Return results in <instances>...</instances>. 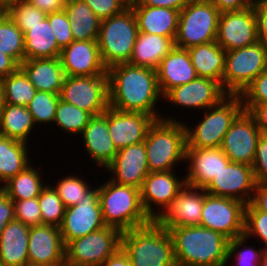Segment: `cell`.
<instances>
[{"label": "cell", "instance_id": "484cf974", "mask_svg": "<svg viewBox=\"0 0 267 266\" xmlns=\"http://www.w3.org/2000/svg\"><path fill=\"white\" fill-rule=\"evenodd\" d=\"M156 73L162 96L170 89L184 85L198 77L188 50L177 46L162 59Z\"/></svg>", "mask_w": 267, "mask_h": 266}, {"label": "cell", "instance_id": "4dcf8cb0", "mask_svg": "<svg viewBox=\"0 0 267 266\" xmlns=\"http://www.w3.org/2000/svg\"><path fill=\"white\" fill-rule=\"evenodd\" d=\"M198 77L217 81L222 86L226 51L216 41L187 49Z\"/></svg>", "mask_w": 267, "mask_h": 266}, {"label": "cell", "instance_id": "d6986e66", "mask_svg": "<svg viewBox=\"0 0 267 266\" xmlns=\"http://www.w3.org/2000/svg\"><path fill=\"white\" fill-rule=\"evenodd\" d=\"M227 95L217 81L197 77L191 82L170 89L163 99L180 108L206 110L217 105Z\"/></svg>", "mask_w": 267, "mask_h": 266}, {"label": "cell", "instance_id": "3957f363", "mask_svg": "<svg viewBox=\"0 0 267 266\" xmlns=\"http://www.w3.org/2000/svg\"><path fill=\"white\" fill-rule=\"evenodd\" d=\"M144 144L149 172L173 171L176 164L185 161V122L171 116L155 119L147 131Z\"/></svg>", "mask_w": 267, "mask_h": 266}, {"label": "cell", "instance_id": "4fadbf2b", "mask_svg": "<svg viewBox=\"0 0 267 266\" xmlns=\"http://www.w3.org/2000/svg\"><path fill=\"white\" fill-rule=\"evenodd\" d=\"M106 227L98 188H91L85 193V198L77 205L65 208L63 221L59 227L65 246L74 239L84 237L89 233Z\"/></svg>", "mask_w": 267, "mask_h": 266}, {"label": "cell", "instance_id": "7c38bea8", "mask_svg": "<svg viewBox=\"0 0 267 266\" xmlns=\"http://www.w3.org/2000/svg\"><path fill=\"white\" fill-rule=\"evenodd\" d=\"M246 204L228 197L206 193L200 225L231 240L244 235Z\"/></svg>", "mask_w": 267, "mask_h": 266}, {"label": "cell", "instance_id": "9a60e30c", "mask_svg": "<svg viewBox=\"0 0 267 266\" xmlns=\"http://www.w3.org/2000/svg\"><path fill=\"white\" fill-rule=\"evenodd\" d=\"M258 41L256 18L253 6L220 13L216 42L225 51L254 44Z\"/></svg>", "mask_w": 267, "mask_h": 266}, {"label": "cell", "instance_id": "f35d334b", "mask_svg": "<svg viewBox=\"0 0 267 266\" xmlns=\"http://www.w3.org/2000/svg\"><path fill=\"white\" fill-rule=\"evenodd\" d=\"M0 51L19 65L25 60L24 33L9 16L0 24Z\"/></svg>", "mask_w": 267, "mask_h": 266}, {"label": "cell", "instance_id": "d4e9b609", "mask_svg": "<svg viewBox=\"0 0 267 266\" xmlns=\"http://www.w3.org/2000/svg\"><path fill=\"white\" fill-rule=\"evenodd\" d=\"M80 135L87 155L99 167L106 168L118 151L109 133L108 108L104 113L93 116Z\"/></svg>", "mask_w": 267, "mask_h": 266}, {"label": "cell", "instance_id": "681fc988", "mask_svg": "<svg viewBox=\"0 0 267 266\" xmlns=\"http://www.w3.org/2000/svg\"><path fill=\"white\" fill-rule=\"evenodd\" d=\"M256 183L267 184V135L261 134L252 165Z\"/></svg>", "mask_w": 267, "mask_h": 266}, {"label": "cell", "instance_id": "e0dca14e", "mask_svg": "<svg viewBox=\"0 0 267 266\" xmlns=\"http://www.w3.org/2000/svg\"><path fill=\"white\" fill-rule=\"evenodd\" d=\"M255 186L252 166L230 162L204 189L208 194L233 198L247 205L251 202Z\"/></svg>", "mask_w": 267, "mask_h": 266}, {"label": "cell", "instance_id": "003e7915", "mask_svg": "<svg viewBox=\"0 0 267 266\" xmlns=\"http://www.w3.org/2000/svg\"><path fill=\"white\" fill-rule=\"evenodd\" d=\"M56 266H78V265L71 264L67 262L66 260H64L63 262H61L59 265H56Z\"/></svg>", "mask_w": 267, "mask_h": 266}, {"label": "cell", "instance_id": "6da1fadb", "mask_svg": "<svg viewBox=\"0 0 267 266\" xmlns=\"http://www.w3.org/2000/svg\"><path fill=\"white\" fill-rule=\"evenodd\" d=\"M109 106L124 112H141L160 119L156 104L163 100L156 70L120 63L107 69Z\"/></svg>", "mask_w": 267, "mask_h": 266}, {"label": "cell", "instance_id": "7402d4cb", "mask_svg": "<svg viewBox=\"0 0 267 266\" xmlns=\"http://www.w3.org/2000/svg\"><path fill=\"white\" fill-rule=\"evenodd\" d=\"M155 118L141 112H124L108 107V128L117 150L145 140Z\"/></svg>", "mask_w": 267, "mask_h": 266}, {"label": "cell", "instance_id": "e575fe53", "mask_svg": "<svg viewBox=\"0 0 267 266\" xmlns=\"http://www.w3.org/2000/svg\"><path fill=\"white\" fill-rule=\"evenodd\" d=\"M37 127L27 106L4 103L0 115V135L28 143Z\"/></svg>", "mask_w": 267, "mask_h": 266}, {"label": "cell", "instance_id": "db71d44e", "mask_svg": "<svg viewBox=\"0 0 267 266\" xmlns=\"http://www.w3.org/2000/svg\"><path fill=\"white\" fill-rule=\"evenodd\" d=\"M243 107L253 116L261 134L267 135V103L243 104Z\"/></svg>", "mask_w": 267, "mask_h": 266}, {"label": "cell", "instance_id": "5b68a950", "mask_svg": "<svg viewBox=\"0 0 267 266\" xmlns=\"http://www.w3.org/2000/svg\"><path fill=\"white\" fill-rule=\"evenodd\" d=\"M98 187L99 202L106 226L128 231L153 220L144 211L140 189L114 183L110 179Z\"/></svg>", "mask_w": 267, "mask_h": 266}, {"label": "cell", "instance_id": "9c48e42d", "mask_svg": "<svg viewBox=\"0 0 267 266\" xmlns=\"http://www.w3.org/2000/svg\"><path fill=\"white\" fill-rule=\"evenodd\" d=\"M266 69L267 47L260 41L226 51L222 89L227 94L240 95Z\"/></svg>", "mask_w": 267, "mask_h": 266}, {"label": "cell", "instance_id": "d6a6232c", "mask_svg": "<svg viewBox=\"0 0 267 266\" xmlns=\"http://www.w3.org/2000/svg\"><path fill=\"white\" fill-rule=\"evenodd\" d=\"M25 60L38 58H55L60 56L61 48L45 18L39 24L28 27L24 34Z\"/></svg>", "mask_w": 267, "mask_h": 266}, {"label": "cell", "instance_id": "11a10c76", "mask_svg": "<svg viewBox=\"0 0 267 266\" xmlns=\"http://www.w3.org/2000/svg\"><path fill=\"white\" fill-rule=\"evenodd\" d=\"M220 13L240 11L247 9L254 4V0H210Z\"/></svg>", "mask_w": 267, "mask_h": 266}, {"label": "cell", "instance_id": "6125c7cd", "mask_svg": "<svg viewBox=\"0 0 267 266\" xmlns=\"http://www.w3.org/2000/svg\"><path fill=\"white\" fill-rule=\"evenodd\" d=\"M8 17V6L6 0L0 1V24Z\"/></svg>", "mask_w": 267, "mask_h": 266}, {"label": "cell", "instance_id": "ee69618b", "mask_svg": "<svg viewBox=\"0 0 267 266\" xmlns=\"http://www.w3.org/2000/svg\"><path fill=\"white\" fill-rule=\"evenodd\" d=\"M247 240L249 239L245 235L229 240L227 258L228 263L232 259V257L235 256V266H260L264 249L262 247H259L257 250V248H254V245L245 247L247 245ZM241 247L244 248L240 249Z\"/></svg>", "mask_w": 267, "mask_h": 266}, {"label": "cell", "instance_id": "f1b7e54d", "mask_svg": "<svg viewBox=\"0 0 267 266\" xmlns=\"http://www.w3.org/2000/svg\"><path fill=\"white\" fill-rule=\"evenodd\" d=\"M30 227L19 220L9 222L0 236V264L21 266L28 262Z\"/></svg>", "mask_w": 267, "mask_h": 266}, {"label": "cell", "instance_id": "2e32d148", "mask_svg": "<svg viewBox=\"0 0 267 266\" xmlns=\"http://www.w3.org/2000/svg\"><path fill=\"white\" fill-rule=\"evenodd\" d=\"M206 190L185 185L154 221L169 230L172 227L198 226Z\"/></svg>", "mask_w": 267, "mask_h": 266}, {"label": "cell", "instance_id": "ba28073f", "mask_svg": "<svg viewBox=\"0 0 267 266\" xmlns=\"http://www.w3.org/2000/svg\"><path fill=\"white\" fill-rule=\"evenodd\" d=\"M219 16L210 0H189L179 13L175 46L189 49L216 41Z\"/></svg>", "mask_w": 267, "mask_h": 266}, {"label": "cell", "instance_id": "03108f58", "mask_svg": "<svg viewBox=\"0 0 267 266\" xmlns=\"http://www.w3.org/2000/svg\"><path fill=\"white\" fill-rule=\"evenodd\" d=\"M3 105H4V97H3L2 84L0 80V115H1V110L3 108Z\"/></svg>", "mask_w": 267, "mask_h": 266}, {"label": "cell", "instance_id": "603a6c76", "mask_svg": "<svg viewBox=\"0 0 267 266\" xmlns=\"http://www.w3.org/2000/svg\"><path fill=\"white\" fill-rule=\"evenodd\" d=\"M231 161L219 148H186L185 163L188 164L185 183L205 188Z\"/></svg>", "mask_w": 267, "mask_h": 266}, {"label": "cell", "instance_id": "f907efd6", "mask_svg": "<svg viewBox=\"0 0 267 266\" xmlns=\"http://www.w3.org/2000/svg\"><path fill=\"white\" fill-rule=\"evenodd\" d=\"M91 10L101 19L110 18L122 12L125 7L118 0H84Z\"/></svg>", "mask_w": 267, "mask_h": 266}, {"label": "cell", "instance_id": "bcb514c9", "mask_svg": "<svg viewBox=\"0 0 267 266\" xmlns=\"http://www.w3.org/2000/svg\"><path fill=\"white\" fill-rule=\"evenodd\" d=\"M15 210V220L29 227L42 224V216L38 197L27 200H12Z\"/></svg>", "mask_w": 267, "mask_h": 266}, {"label": "cell", "instance_id": "8992f818", "mask_svg": "<svg viewBox=\"0 0 267 266\" xmlns=\"http://www.w3.org/2000/svg\"><path fill=\"white\" fill-rule=\"evenodd\" d=\"M138 33L132 7L101 20L97 43L107 69L116 64L129 63Z\"/></svg>", "mask_w": 267, "mask_h": 266}, {"label": "cell", "instance_id": "836d02e7", "mask_svg": "<svg viewBox=\"0 0 267 266\" xmlns=\"http://www.w3.org/2000/svg\"><path fill=\"white\" fill-rule=\"evenodd\" d=\"M27 144L0 135V187L10 178L32 165Z\"/></svg>", "mask_w": 267, "mask_h": 266}, {"label": "cell", "instance_id": "d590c367", "mask_svg": "<svg viewBox=\"0 0 267 266\" xmlns=\"http://www.w3.org/2000/svg\"><path fill=\"white\" fill-rule=\"evenodd\" d=\"M41 176L37 167L34 168L29 165L24 171L10 178L0 188L11 200L32 199L38 197L47 184L46 182L43 184Z\"/></svg>", "mask_w": 267, "mask_h": 266}, {"label": "cell", "instance_id": "7a4b0ae2", "mask_svg": "<svg viewBox=\"0 0 267 266\" xmlns=\"http://www.w3.org/2000/svg\"><path fill=\"white\" fill-rule=\"evenodd\" d=\"M177 266H226L227 239L202 226L172 227L169 230Z\"/></svg>", "mask_w": 267, "mask_h": 266}, {"label": "cell", "instance_id": "680465c9", "mask_svg": "<svg viewBox=\"0 0 267 266\" xmlns=\"http://www.w3.org/2000/svg\"><path fill=\"white\" fill-rule=\"evenodd\" d=\"M250 203L258 211L267 213V184L256 183Z\"/></svg>", "mask_w": 267, "mask_h": 266}, {"label": "cell", "instance_id": "277c9868", "mask_svg": "<svg viewBox=\"0 0 267 266\" xmlns=\"http://www.w3.org/2000/svg\"><path fill=\"white\" fill-rule=\"evenodd\" d=\"M121 248L133 266H177L169 231L154 220L121 232Z\"/></svg>", "mask_w": 267, "mask_h": 266}, {"label": "cell", "instance_id": "f5cc1de1", "mask_svg": "<svg viewBox=\"0 0 267 266\" xmlns=\"http://www.w3.org/2000/svg\"><path fill=\"white\" fill-rule=\"evenodd\" d=\"M13 220H15L13 201L0 188V236L4 227Z\"/></svg>", "mask_w": 267, "mask_h": 266}, {"label": "cell", "instance_id": "f546056e", "mask_svg": "<svg viewBox=\"0 0 267 266\" xmlns=\"http://www.w3.org/2000/svg\"><path fill=\"white\" fill-rule=\"evenodd\" d=\"M174 47L175 41L172 38L139 32L129 64L156 70Z\"/></svg>", "mask_w": 267, "mask_h": 266}, {"label": "cell", "instance_id": "ab89813d", "mask_svg": "<svg viewBox=\"0 0 267 266\" xmlns=\"http://www.w3.org/2000/svg\"><path fill=\"white\" fill-rule=\"evenodd\" d=\"M52 186L53 185L47 183L38 196V202L42 216V224L59 228L63 221L66 207Z\"/></svg>", "mask_w": 267, "mask_h": 266}, {"label": "cell", "instance_id": "7bdbcfd3", "mask_svg": "<svg viewBox=\"0 0 267 266\" xmlns=\"http://www.w3.org/2000/svg\"><path fill=\"white\" fill-rule=\"evenodd\" d=\"M81 178L76 175L65 176L58 179L59 182L55 183V187L53 186L66 208L81 202L82 198H85V193L92 188L85 179Z\"/></svg>", "mask_w": 267, "mask_h": 266}, {"label": "cell", "instance_id": "816d5d0a", "mask_svg": "<svg viewBox=\"0 0 267 266\" xmlns=\"http://www.w3.org/2000/svg\"><path fill=\"white\" fill-rule=\"evenodd\" d=\"M258 41L267 46V0L254 1L253 4Z\"/></svg>", "mask_w": 267, "mask_h": 266}, {"label": "cell", "instance_id": "b9f144b4", "mask_svg": "<svg viewBox=\"0 0 267 266\" xmlns=\"http://www.w3.org/2000/svg\"><path fill=\"white\" fill-rule=\"evenodd\" d=\"M59 94L37 91L35 97L27 105L35 124L54 123Z\"/></svg>", "mask_w": 267, "mask_h": 266}, {"label": "cell", "instance_id": "83f0119b", "mask_svg": "<svg viewBox=\"0 0 267 266\" xmlns=\"http://www.w3.org/2000/svg\"><path fill=\"white\" fill-rule=\"evenodd\" d=\"M139 32L157 34L175 41L178 31L179 10L133 5Z\"/></svg>", "mask_w": 267, "mask_h": 266}, {"label": "cell", "instance_id": "4316f807", "mask_svg": "<svg viewBox=\"0 0 267 266\" xmlns=\"http://www.w3.org/2000/svg\"><path fill=\"white\" fill-rule=\"evenodd\" d=\"M20 68L37 91L60 94L65 73L59 57L24 60Z\"/></svg>", "mask_w": 267, "mask_h": 266}, {"label": "cell", "instance_id": "5bb4252c", "mask_svg": "<svg viewBox=\"0 0 267 266\" xmlns=\"http://www.w3.org/2000/svg\"><path fill=\"white\" fill-rule=\"evenodd\" d=\"M260 136L255 119L243 110L224 135L220 148L231 162L252 166Z\"/></svg>", "mask_w": 267, "mask_h": 266}, {"label": "cell", "instance_id": "74e56055", "mask_svg": "<svg viewBox=\"0 0 267 266\" xmlns=\"http://www.w3.org/2000/svg\"><path fill=\"white\" fill-rule=\"evenodd\" d=\"M93 115L61 99L58 101L53 125L72 135H80Z\"/></svg>", "mask_w": 267, "mask_h": 266}, {"label": "cell", "instance_id": "1f68e13d", "mask_svg": "<svg viewBox=\"0 0 267 266\" xmlns=\"http://www.w3.org/2000/svg\"><path fill=\"white\" fill-rule=\"evenodd\" d=\"M64 11L75 41H97L101 19L84 0H66Z\"/></svg>", "mask_w": 267, "mask_h": 266}, {"label": "cell", "instance_id": "60d3db41", "mask_svg": "<svg viewBox=\"0 0 267 266\" xmlns=\"http://www.w3.org/2000/svg\"><path fill=\"white\" fill-rule=\"evenodd\" d=\"M8 16L25 34L28 27L35 26L42 22L47 14L34 7L26 0H6Z\"/></svg>", "mask_w": 267, "mask_h": 266}, {"label": "cell", "instance_id": "f6af8a7d", "mask_svg": "<svg viewBox=\"0 0 267 266\" xmlns=\"http://www.w3.org/2000/svg\"><path fill=\"white\" fill-rule=\"evenodd\" d=\"M244 235L249 240L255 236L267 249V213L258 211L251 203L245 206Z\"/></svg>", "mask_w": 267, "mask_h": 266}, {"label": "cell", "instance_id": "6f0895ef", "mask_svg": "<svg viewBox=\"0 0 267 266\" xmlns=\"http://www.w3.org/2000/svg\"><path fill=\"white\" fill-rule=\"evenodd\" d=\"M46 14L63 11L66 0H26Z\"/></svg>", "mask_w": 267, "mask_h": 266}, {"label": "cell", "instance_id": "52a82bcc", "mask_svg": "<svg viewBox=\"0 0 267 266\" xmlns=\"http://www.w3.org/2000/svg\"><path fill=\"white\" fill-rule=\"evenodd\" d=\"M244 110L240 95L228 94L217 105L203 110L195 127H186V148H219L232 122Z\"/></svg>", "mask_w": 267, "mask_h": 266}, {"label": "cell", "instance_id": "cb8c5ba5", "mask_svg": "<svg viewBox=\"0 0 267 266\" xmlns=\"http://www.w3.org/2000/svg\"><path fill=\"white\" fill-rule=\"evenodd\" d=\"M65 260V244L56 226L30 227L28 261L41 266H56Z\"/></svg>", "mask_w": 267, "mask_h": 266}, {"label": "cell", "instance_id": "ffe728a7", "mask_svg": "<svg viewBox=\"0 0 267 266\" xmlns=\"http://www.w3.org/2000/svg\"><path fill=\"white\" fill-rule=\"evenodd\" d=\"M104 170L112 175L110 180L114 183L140 189L150 173L144 141L119 149Z\"/></svg>", "mask_w": 267, "mask_h": 266}, {"label": "cell", "instance_id": "8d00e7d4", "mask_svg": "<svg viewBox=\"0 0 267 266\" xmlns=\"http://www.w3.org/2000/svg\"><path fill=\"white\" fill-rule=\"evenodd\" d=\"M1 84L4 103L7 104L27 106L37 92L28 76L20 67L3 78Z\"/></svg>", "mask_w": 267, "mask_h": 266}, {"label": "cell", "instance_id": "44dd1931", "mask_svg": "<svg viewBox=\"0 0 267 266\" xmlns=\"http://www.w3.org/2000/svg\"><path fill=\"white\" fill-rule=\"evenodd\" d=\"M60 61L65 76L107 75L97 41H73L61 49Z\"/></svg>", "mask_w": 267, "mask_h": 266}, {"label": "cell", "instance_id": "9f6ffc18", "mask_svg": "<svg viewBox=\"0 0 267 266\" xmlns=\"http://www.w3.org/2000/svg\"><path fill=\"white\" fill-rule=\"evenodd\" d=\"M189 2V0H137L133 5H145L150 7H164L174 10L181 9Z\"/></svg>", "mask_w": 267, "mask_h": 266}, {"label": "cell", "instance_id": "8fae6325", "mask_svg": "<svg viewBox=\"0 0 267 266\" xmlns=\"http://www.w3.org/2000/svg\"><path fill=\"white\" fill-rule=\"evenodd\" d=\"M59 96L93 116L102 114L109 107L108 74L65 76Z\"/></svg>", "mask_w": 267, "mask_h": 266}, {"label": "cell", "instance_id": "a7ac6f4b", "mask_svg": "<svg viewBox=\"0 0 267 266\" xmlns=\"http://www.w3.org/2000/svg\"><path fill=\"white\" fill-rule=\"evenodd\" d=\"M21 266H41V265H37L35 263H31V262H25L24 264H22Z\"/></svg>", "mask_w": 267, "mask_h": 266}, {"label": "cell", "instance_id": "be15d7a7", "mask_svg": "<svg viewBox=\"0 0 267 266\" xmlns=\"http://www.w3.org/2000/svg\"><path fill=\"white\" fill-rule=\"evenodd\" d=\"M125 8H131L137 0H118Z\"/></svg>", "mask_w": 267, "mask_h": 266}, {"label": "cell", "instance_id": "91938a15", "mask_svg": "<svg viewBox=\"0 0 267 266\" xmlns=\"http://www.w3.org/2000/svg\"><path fill=\"white\" fill-rule=\"evenodd\" d=\"M20 65L10 56L0 51V80L15 72Z\"/></svg>", "mask_w": 267, "mask_h": 266}, {"label": "cell", "instance_id": "ac0fdd59", "mask_svg": "<svg viewBox=\"0 0 267 266\" xmlns=\"http://www.w3.org/2000/svg\"><path fill=\"white\" fill-rule=\"evenodd\" d=\"M174 172H150L143 181L140 188L141 203L152 220L166 209L186 185L184 176L179 179ZM154 205L161 210H156Z\"/></svg>", "mask_w": 267, "mask_h": 266}, {"label": "cell", "instance_id": "7dc6e473", "mask_svg": "<svg viewBox=\"0 0 267 266\" xmlns=\"http://www.w3.org/2000/svg\"><path fill=\"white\" fill-rule=\"evenodd\" d=\"M51 29L56 37L58 46L62 49L74 41L70 21L67 13L63 11L47 14Z\"/></svg>", "mask_w": 267, "mask_h": 266}, {"label": "cell", "instance_id": "94428289", "mask_svg": "<svg viewBox=\"0 0 267 266\" xmlns=\"http://www.w3.org/2000/svg\"><path fill=\"white\" fill-rule=\"evenodd\" d=\"M101 266H133L127 253L122 249H118L111 255Z\"/></svg>", "mask_w": 267, "mask_h": 266}, {"label": "cell", "instance_id": "c3c4849f", "mask_svg": "<svg viewBox=\"0 0 267 266\" xmlns=\"http://www.w3.org/2000/svg\"><path fill=\"white\" fill-rule=\"evenodd\" d=\"M243 104L267 103V69L240 94Z\"/></svg>", "mask_w": 267, "mask_h": 266}, {"label": "cell", "instance_id": "e7e4bbea", "mask_svg": "<svg viewBox=\"0 0 267 266\" xmlns=\"http://www.w3.org/2000/svg\"><path fill=\"white\" fill-rule=\"evenodd\" d=\"M260 266H267V249L263 250Z\"/></svg>", "mask_w": 267, "mask_h": 266}, {"label": "cell", "instance_id": "30bf717a", "mask_svg": "<svg viewBox=\"0 0 267 266\" xmlns=\"http://www.w3.org/2000/svg\"><path fill=\"white\" fill-rule=\"evenodd\" d=\"M121 248V231L104 227L65 246V260L78 266H101Z\"/></svg>", "mask_w": 267, "mask_h": 266}]
</instances>
